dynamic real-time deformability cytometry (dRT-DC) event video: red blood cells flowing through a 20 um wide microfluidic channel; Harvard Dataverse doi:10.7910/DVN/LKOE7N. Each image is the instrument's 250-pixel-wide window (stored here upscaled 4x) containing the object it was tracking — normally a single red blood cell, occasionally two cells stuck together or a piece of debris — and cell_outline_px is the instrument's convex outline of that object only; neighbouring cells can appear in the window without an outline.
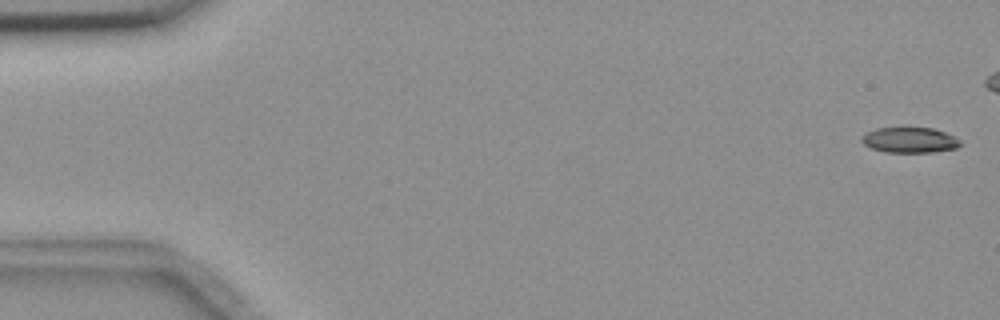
{"species": "common noctule bat (a hibernating species)", "species_latin": "Nyctalus noctula", "temperature_condition": "room temperature", "stored_images_in_passage": 48, "camera_frame_rate_fps": 3000, "um_per_image_px": 0.085, "animal": {"sex": "female", "body_mass_g": 18.4}, "frame": {"image": 1, "passage_image": 1, "time_ms": 0.0, "image_size_px": [1000, 320], "cell_outline_px": [[960, 144], [956, 148], [932, 152], [884, 152], [872, 148], [864, 144], [860, 140], [860, 136], [876, 128], [932, 128], [944, 132], [960, 140]], "centroid_in_image_um": [77.28, 11.91], "position_along_channel_um": 7.7, "area_um2": 14.45}}
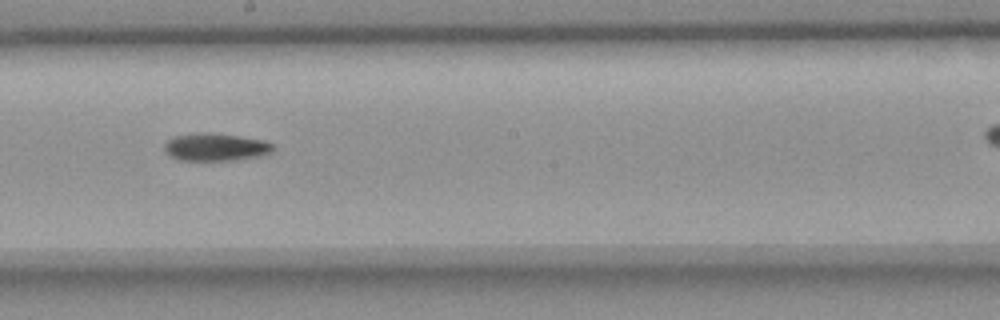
{"frame": {"image": 2, "passage_image": 31, "time_ms": 10.0, "image_size_px": [1000, 320], "cell_outline_px": [[276, 148], [272, 152], [264, 156], [236, 160], [180, 160], [172, 156], [164, 148], [164, 144], [172, 136], [196, 132], [212, 132], [240, 136], [264, 140], [272, 144]], "centroid_in_image_um": [18.38, 12.49], "position_along_channel_um": 229.8, "area_um2": 17.8}}
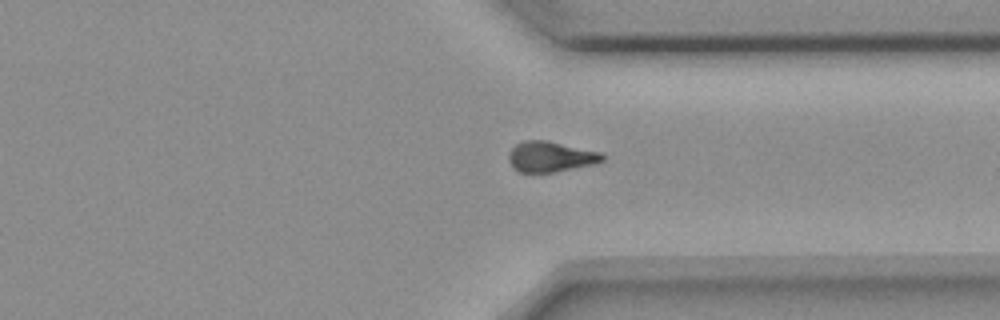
{"frame": {"image": 3, "passage_image": 42, "time_ms": 13.667, "image_size_px": [1000, 320], "cell_outline_px": [[604, 160], [596, 164], [556, 172], [520, 172], [512, 168], [508, 160], [508, 156], [512, 148], [516, 144], [524, 140], [548, 140], [600, 152], [604, 156]], "centroid_in_image_um": [46.79, 13.32], "position_along_channel_um": 364.6, "area_um2": 16.82}, "authors_computed_cell_mechanics": {"area_um2": 16.9354, "velocity_mm_per_s": 3.6646, "shape_relaxation_time_tau1_ms": 6.4264, "shape_relaxation_time_tau2_ms": null, "deformation_change_tau1": 0.1581, "deformation_change_tau2": null}}